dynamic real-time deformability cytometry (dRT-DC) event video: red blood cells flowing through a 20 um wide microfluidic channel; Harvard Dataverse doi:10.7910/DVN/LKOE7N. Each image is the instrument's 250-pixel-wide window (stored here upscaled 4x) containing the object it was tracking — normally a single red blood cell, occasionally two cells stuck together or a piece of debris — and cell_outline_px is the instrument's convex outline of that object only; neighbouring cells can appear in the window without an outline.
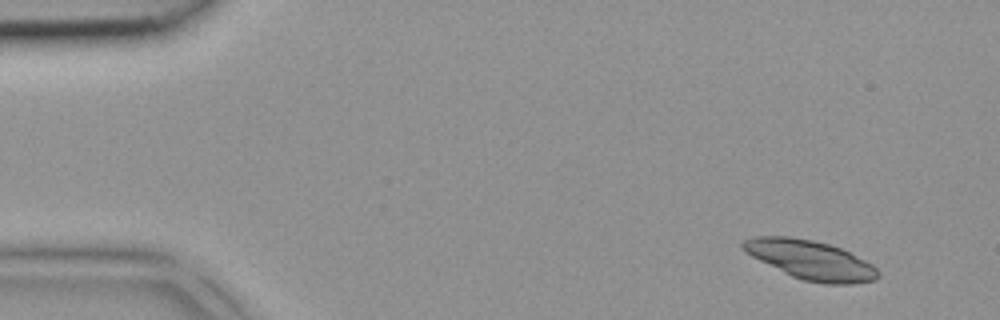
{"species": "common noctule bat (a hibernating species)", "species_latin": "Nyctalus noctula", "temperature_condition": "room temperature", "stored_images_in_passage": 5, "segment_of_instrument_passage": [1, 2], "camera_frame_rate_fps": 3000, "um_per_image_px": 0.085, "animal": {"sex": "female", "body_mass_g": 18.4}, "frame": {"image": 1, "passage_image": 2, "time_ms": 0.333, "image_size_px": [1000, 320], "cell_outline_px": [[880, 276], [876, 280], [852, 284], [824, 284], [804, 280], [792, 276], [752, 256], [740, 248], [740, 244], [744, 240], [756, 236], [788, 236], [812, 240], [828, 244], [840, 248], [872, 264], [880, 272]], "centroid_in_image_um": [68.91, 22.1], "position_along_channel_um": 16.1, "area_um2": 30.52}}